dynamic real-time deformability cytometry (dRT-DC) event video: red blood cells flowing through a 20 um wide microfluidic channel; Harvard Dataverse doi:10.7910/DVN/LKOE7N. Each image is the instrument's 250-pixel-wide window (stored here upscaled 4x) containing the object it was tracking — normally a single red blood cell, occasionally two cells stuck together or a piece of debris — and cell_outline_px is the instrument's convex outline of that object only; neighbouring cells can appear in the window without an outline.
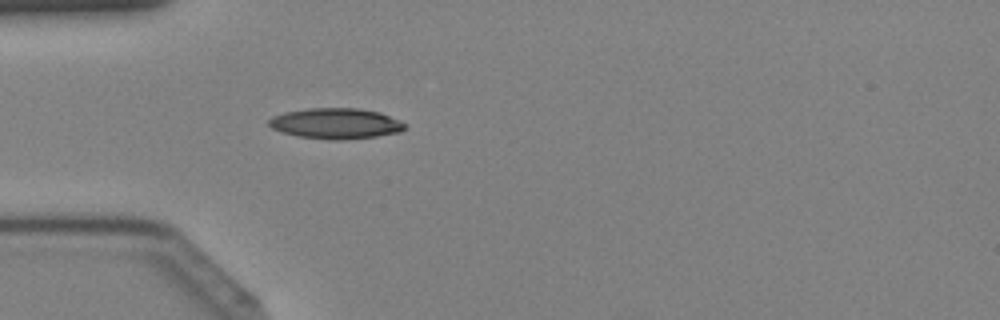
{"species": "Egyptian fruit bat (a non-hibernating species)", "species_latin": "Rousettus aegyptiacus", "temperature_condition": "cold", "stored_images_in_passage": 40, "camera_frame_rate_fps": 3000, "um_per_image_px": 0.085, "animal": {"sex": "female"}, "frame": {"image": 1, "passage_image": 10, "time_ms": 3.0, "image_size_px": [1000, 320], "cell_outline_px": [[408, 124], [400, 132], [376, 136], [344, 140], [328, 140], [296, 136], [280, 132], [272, 128], [268, 124], [268, 120], [272, 116], [284, 112], [308, 108], [356, 108], [380, 112], [400, 120]], "centroid_in_image_um": [28.53, 10.5], "position_along_channel_um": 56.5, "area_um2": 24.57}}
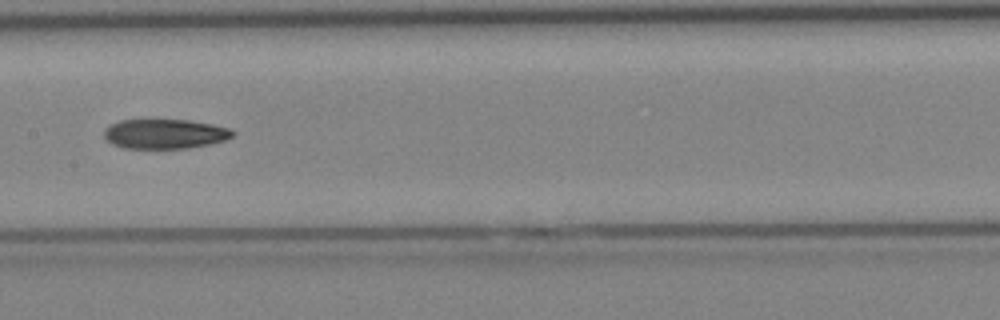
{"frame": {"image": 2, "passage_image": 19, "time_ms": 6.0, "image_size_px": [1000, 320], "cell_outline_px": [[236, 132], [232, 136], [224, 140], [208, 144], [188, 148], [124, 148], [112, 144], [104, 136], [104, 128], [120, 120], [188, 120], [212, 124], [228, 128]], "centroid_in_image_um": [14.0, 11.38], "position_along_channel_um": 193.4, "area_um2": 22.02}}
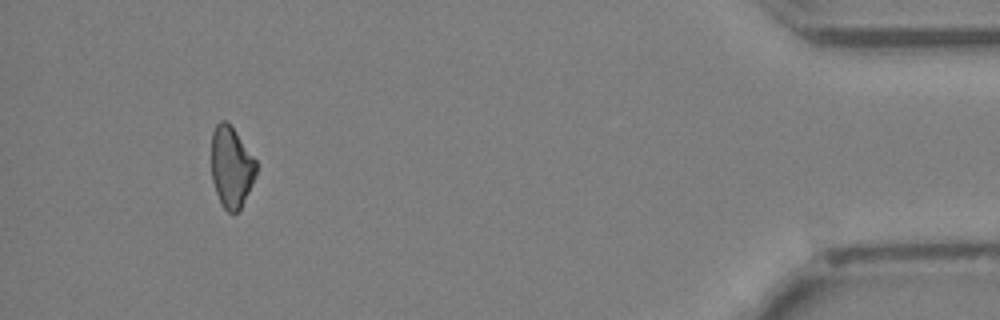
{"frame": {"image": 3, "passage_image": 37, "time_ms": 12.0, "image_size_px": [1000, 320], "cell_outline_px": [[256, 176], [240, 208], [236, 212], [228, 212], [220, 204], [212, 180], [212, 132], [216, 124], [220, 120], [224, 120], [236, 132], [256, 160]], "centroid_in_image_um": [19.65, 14.2], "position_along_channel_um": 415.5, "area_um2": 20.92}}